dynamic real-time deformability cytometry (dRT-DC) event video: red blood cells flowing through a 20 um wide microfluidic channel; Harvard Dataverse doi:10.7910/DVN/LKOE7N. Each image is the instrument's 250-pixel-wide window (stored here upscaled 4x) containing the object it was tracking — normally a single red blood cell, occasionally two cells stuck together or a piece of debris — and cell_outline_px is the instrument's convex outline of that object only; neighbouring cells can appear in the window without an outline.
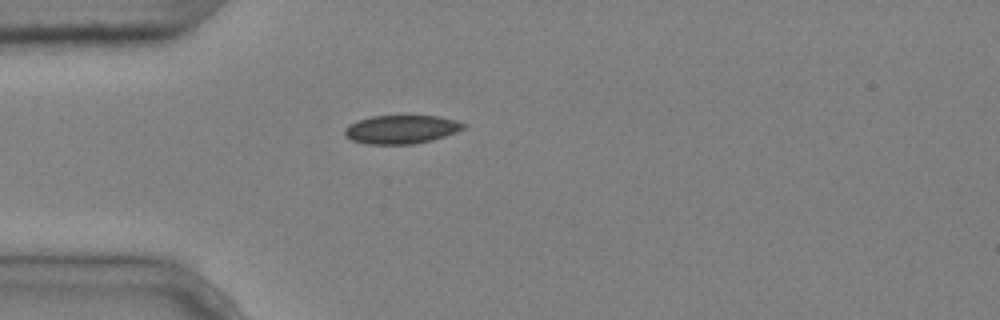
{"species": "common noctule bat (a hibernating species)", "species_latin": "Nyctalus noctula", "temperature_condition": "cold", "stored_images_in_passage": 1, "camera_frame_rate_fps": 3000, "um_per_image_px": 0.085, "animal": {"sex": "male", "body_mass_g": 20.4}, "frame": {"image": 1, "passage_image": 1, "time_ms": 0.0, "image_size_px": [1000, 320], "cell_outline_px": [[468, 124], [464, 128], [456, 132], [432, 140], [412, 144], [364, 144], [352, 140], [344, 136], [344, 128], [348, 124], [372, 116], [436, 116], [456, 120]], "centroid_in_image_um": [34.09, 11.0], "position_along_channel_um": 50.9, "area_um2": 19.77}}